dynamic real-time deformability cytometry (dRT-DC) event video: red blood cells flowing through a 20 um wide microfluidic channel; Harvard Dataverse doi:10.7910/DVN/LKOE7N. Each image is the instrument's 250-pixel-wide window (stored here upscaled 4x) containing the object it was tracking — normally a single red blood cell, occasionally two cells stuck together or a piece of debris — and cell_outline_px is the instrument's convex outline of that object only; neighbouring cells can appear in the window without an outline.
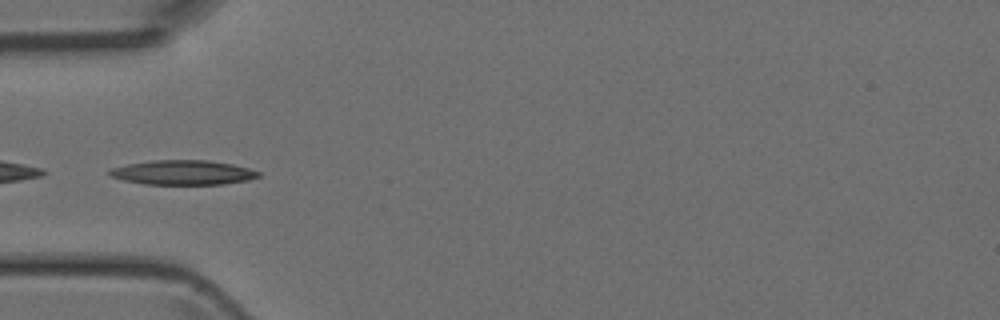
{"species": "Egyptian fruit bat (a non-hibernating species)", "species_latin": "Rousettus aegyptiacus", "temperature_condition": "room temperature", "stored_images_in_passage": 41, "camera_frame_rate_fps": 3000, "um_per_image_px": 0.085, "animal": {"sex": "female"}, "frame": {"image": 1, "passage_image": 9, "time_ms": 2.667, "image_size_px": [1000, 320], "cell_outline_px": [[260, 176], [248, 180], [224, 184], [144, 184], [124, 180], [108, 176], [108, 168], [128, 164], [152, 160], [208, 160], [232, 164], [248, 168], [260, 172]], "centroid_in_image_um": [15.51, 14.66], "position_along_channel_um": 69.5, "area_um2": 21.39}}
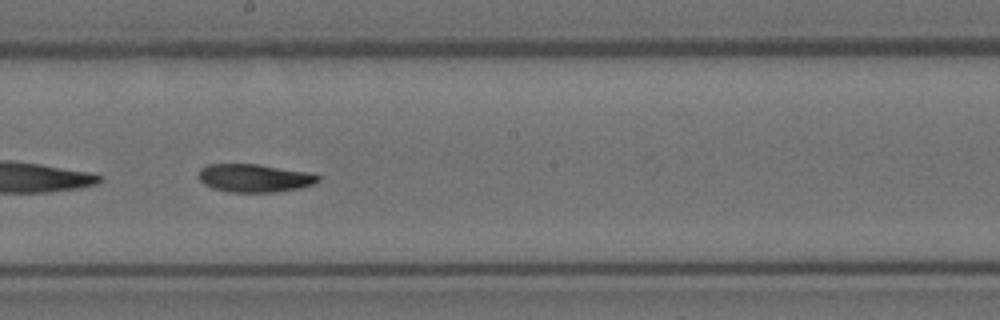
{"frame": {"image": 2, "passage_image": 20, "time_ms": 6.333, "image_size_px": [1000, 320], "cell_outline_px": [[320, 180], [316, 184], [300, 188], [276, 192], [228, 192], [212, 188], [204, 184], [200, 180], [200, 168], [208, 164], [256, 164], [308, 172], [320, 176]], "centroid_in_image_um": [21.65, 15.14], "position_along_channel_um": 226.5, "area_um2": 19.59}}
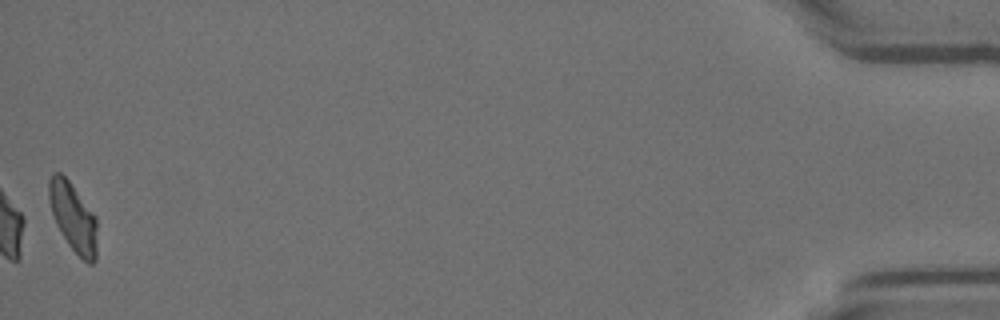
{"frame": {"image": 3, "passage_image": 41, "time_ms": 13.333, "image_size_px": [1000, 320], "cell_outline_px": [[96, 260], [92, 264], [88, 264], [68, 244], [56, 224], [48, 200], [48, 180], [52, 172], [60, 172], [68, 180], [96, 216]], "centroid_in_image_um": [6.2, 18.44], "position_along_channel_um": 429.0, "area_um2": 19.19}}